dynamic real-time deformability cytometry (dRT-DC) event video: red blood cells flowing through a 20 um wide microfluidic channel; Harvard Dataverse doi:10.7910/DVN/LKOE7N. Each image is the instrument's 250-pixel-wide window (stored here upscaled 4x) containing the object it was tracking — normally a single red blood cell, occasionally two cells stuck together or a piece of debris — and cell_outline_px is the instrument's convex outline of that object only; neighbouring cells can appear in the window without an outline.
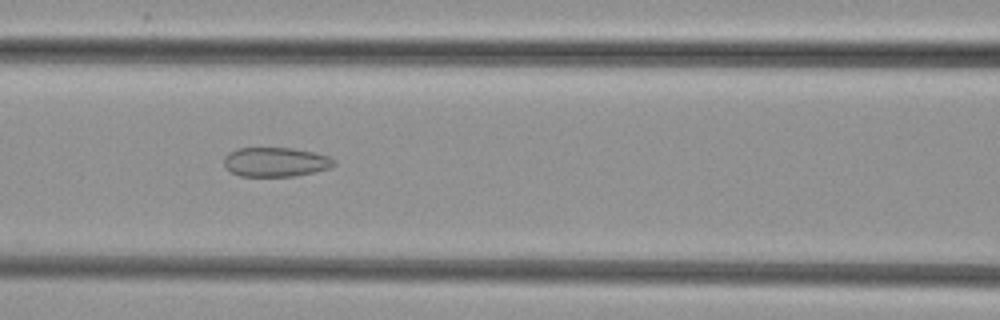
{"species": "common noctule bat (a hibernating species)", "species_latin": "Nyctalus noctula", "temperature_condition": "cold", "stored_images_in_passage": 40, "camera_frame_rate_fps": 3000, "um_per_image_px": 0.085, "animal": {"sex": "female", "body_mass_g": 29.2, "forearm_length_mm": 56.3}, "frame": {"image": 1, "passage_image": 13, "time_ms": 4.0, "image_size_px": [1000, 320], "cell_outline_px": [[336, 164], [332, 168], [296, 176], [240, 176], [232, 172], [224, 164], [224, 156], [228, 152], [236, 148], [292, 148], [332, 156], [336, 160]], "centroid_in_image_um": [23.47, 13.76], "position_along_channel_um": 143.1, "area_um2": 19.02}}
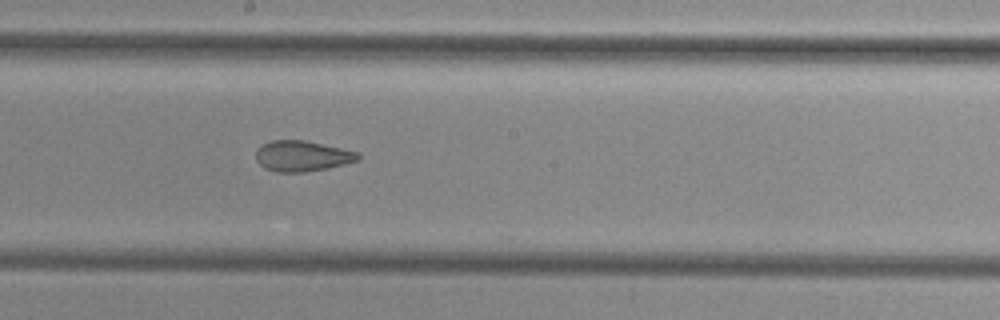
{"frame": {"image": 2, "passage_image": 19, "time_ms": 6.0, "image_size_px": [1000, 320], "cell_outline_px": [[360, 160], [328, 168], [304, 172], [276, 172], [264, 168], [256, 160], [256, 148], [260, 144], [272, 140], [304, 140], [360, 152]], "centroid_in_image_um": [25.67, 13.26], "position_along_channel_um": 222.5, "area_um2": 18.44}}
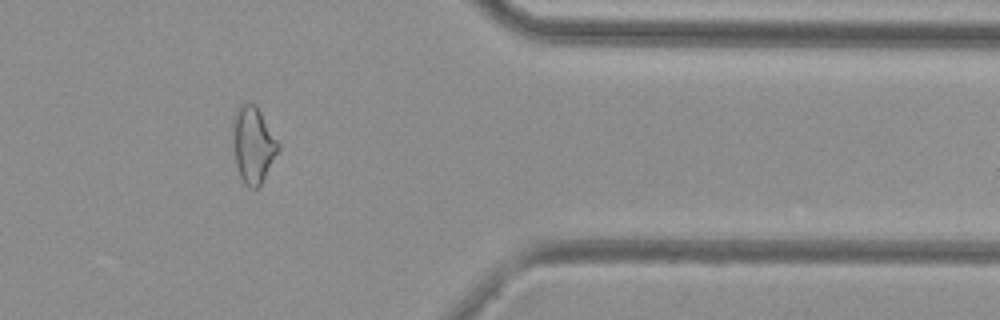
{"frame": {"image": 3, "passage_image": 33, "time_ms": 10.667, "image_size_px": [1000, 320], "cell_outline_px": [[280, 148], [260, 188], [248, 188], [244, 184], [240, 176], [236, 164], [232, 140], [232, 116], [236, 108], [244, 100], [248, 100], [260, 112], [280, 144]], "centroid_in_image_um": [21.49, 12.3], "position_along_channel_um": 389.9, "area_um2": 20.63}}